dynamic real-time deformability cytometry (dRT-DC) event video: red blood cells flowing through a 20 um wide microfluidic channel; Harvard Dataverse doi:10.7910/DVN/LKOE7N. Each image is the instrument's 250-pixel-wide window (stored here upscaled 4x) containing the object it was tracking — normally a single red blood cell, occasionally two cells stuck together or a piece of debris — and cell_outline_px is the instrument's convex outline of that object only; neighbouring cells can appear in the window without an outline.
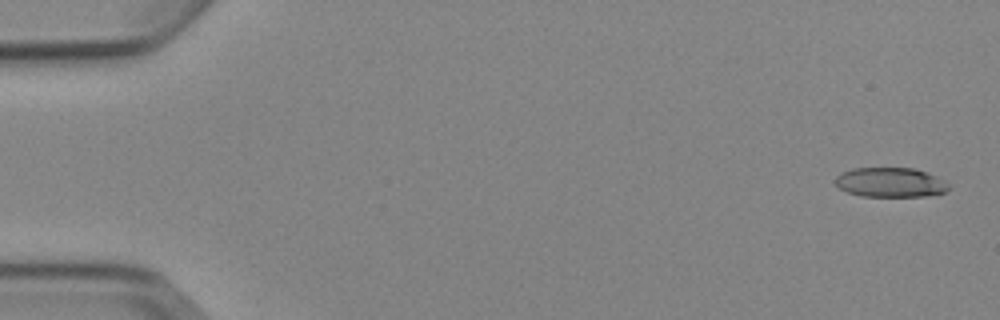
{"species": "Egyptian fruit bat (a non-hibernating species)", "species_latin": "Rousettus aegyptiacus", "temperature_condition": "cold", "stored_images_in_passage": 5, "camera_frame_rate_fps": 3000, "um_per_image_px": 0.085, "animal": {"sex": "female"}, "frame": {"image": 1, "passage_image": 1, "time_ms": 0.0, "image_size_px": [1000, 320], "cell_outline_px": [[948, 188], [944, 192], [924, 196], [860, 196], [848, 192], [840, 188], [832, 180], [840, 172], [852, 168], [912, 168], [936, 176], [948, 184]], "centroid_in_image_um": [75.6, 15.49], "position_along_channel_um": 9.4, "area_um2": 19.42}}
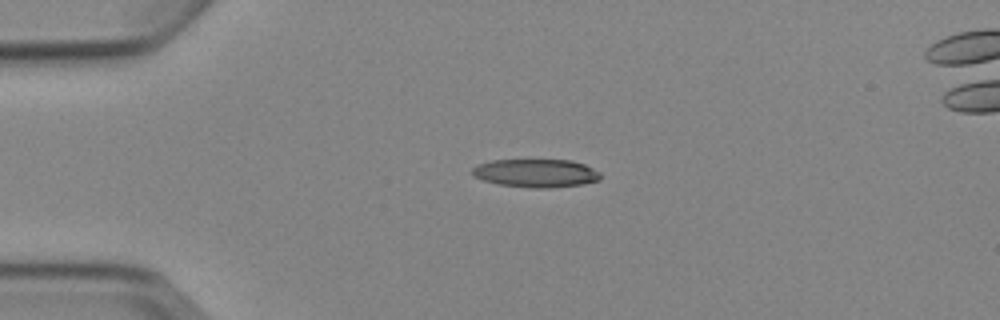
{"frame": {"image": 2, "passage_image": 4, "time_ms": 3.667, "image_size_px": [1000, 320], "cell_outline_px": [[600, 180], [584, 184], [548, 188], [532, 188], [500, 184], [484, 180], [472, 176], [468, 172], [476, 164], [492, 160], [572, 160], [584, 164], [600, 172]], "centroid_in_image_um": [45.52, 14.71], "position_along_channel_um": 39.5, "area_um2": 21.27}}